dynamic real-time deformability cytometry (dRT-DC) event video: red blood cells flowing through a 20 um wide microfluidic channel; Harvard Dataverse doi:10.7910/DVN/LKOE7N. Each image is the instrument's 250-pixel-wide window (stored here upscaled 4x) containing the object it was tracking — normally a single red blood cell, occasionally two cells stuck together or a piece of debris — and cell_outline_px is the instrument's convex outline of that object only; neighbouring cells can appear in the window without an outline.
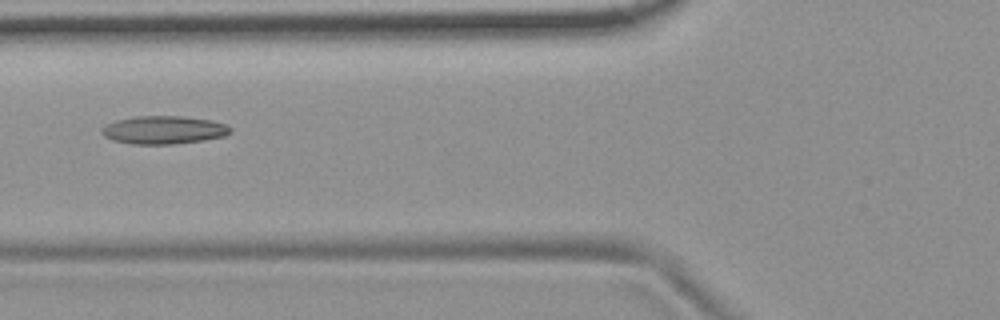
{"species": "common noctule bat (a hibernating species)", "species_latin": "Nyctalus noctula", "temperature_condition": "room temperature", "stored_images_in_passage": 3, "camera_frame_rate_fps": 3000, "um_per_image_px": 0.085, "animal": {"sex": "female", "body_mass_g": 19.9}, "frame": {"image": 1, "passage_image": 3, "time_ms": 2.333, "image_size_px": [1000, 320], "cell_outline_px": [[232, 132], [224, 136], [204, 140], [172, 144], [132, 144], [112, 140], [104, 136], [100, 132], [100, 128], [104, 124], [116, 120], [132, 116], [180, 116], [212, 120], [228, 124], [232, 128]], "centroid_in_image_um": [13.9, 11.04], "position_along_channel_um": 111.9, "area_um2": 21.39}}